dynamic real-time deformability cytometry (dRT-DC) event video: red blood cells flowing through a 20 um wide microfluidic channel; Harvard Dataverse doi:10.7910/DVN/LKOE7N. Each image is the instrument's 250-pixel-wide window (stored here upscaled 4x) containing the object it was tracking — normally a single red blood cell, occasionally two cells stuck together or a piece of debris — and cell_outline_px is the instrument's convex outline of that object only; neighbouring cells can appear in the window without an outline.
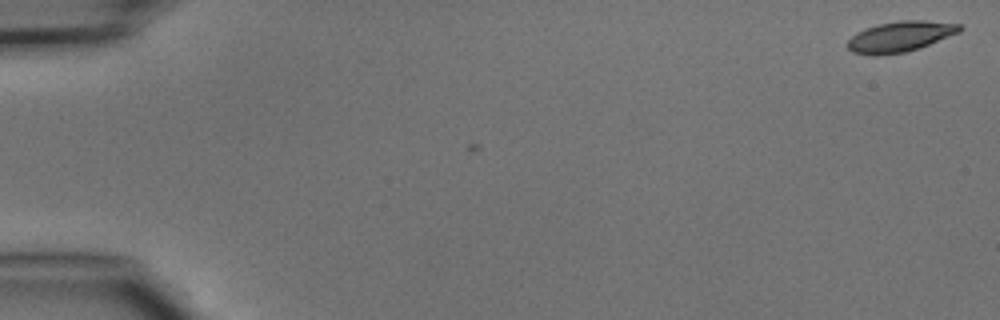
{"species": "common noctule bat (a hibernating species)", "species_latin": "Nyctalus noctula", "temperature_condition": "cold", "stored_images_in_passage": 2, "camera_frame_rate_fps": 3000, "um_per_image_px": 0.085, "animal": {"sex": "male", "body_mass_g": 15.6}, "frame": {"image": 1, "passage_image": 1, "time_ms": 0.0, "image_size_px": [1000, 320], "cell_outline_px": [[964, 28], [960, 32], [928, 44], [904, 52], [876, 56], [872, 56], [852, 52], [848, 48], [848, 40], [856, 32], [880, 24], [900, 20], [924, 20], [960, 24]], "centroid_in_image_um": [76.51, 3.11], "position_along_channel_um": 8.5, "area_um2": 19.71}}